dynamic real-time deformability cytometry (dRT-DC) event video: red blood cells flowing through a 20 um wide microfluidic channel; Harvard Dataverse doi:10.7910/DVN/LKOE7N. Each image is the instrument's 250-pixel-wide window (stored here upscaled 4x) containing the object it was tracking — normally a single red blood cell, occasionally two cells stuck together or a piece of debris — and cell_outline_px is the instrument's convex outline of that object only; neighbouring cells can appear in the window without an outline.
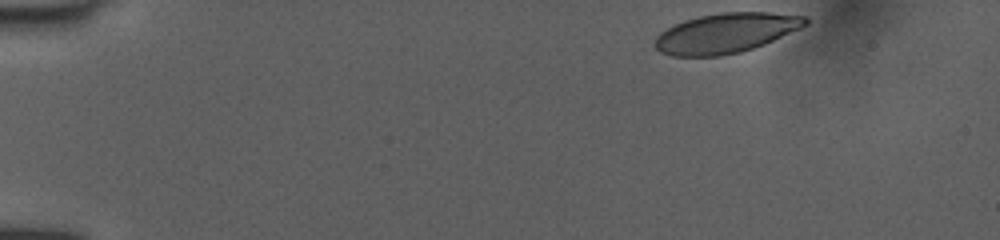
{"species": "human", "species_latin": "Homo sapiens", "temperature_condition": "room temperature", "stored_images_in_passage": 41, "camera_frame_rate_fps": 3000, "um_per_image_px": 0.085, "donor": {"sex": "female"}, "frame": {"image": 1, "passage_image": 1, "time_ms": 0.0, "image_size_px": [1000, 240], "cell_outline_px": [[808, 24], [800, 28], [764, 44], [740, 52], [720, 56], [672, 56], [660, 52], [656, 48], [656, 36], [660, 32], [684, 20], [700, 16], [720, 12], [768, 12], [804, 16], [808, 20]], "centroid_in_image_um": [61.69, 2.81], "position_along_channel_um": 23.3, "area_um2": 34.62}}
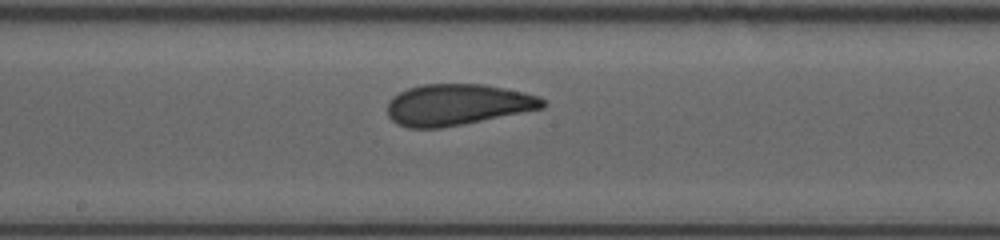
{"frame": {"image": 2, "passage_image": 23, "time_ms": 7.333, "image_size_px": [1000, 240], "cell_outline_px": [[548, 104], [544, 108], [464, 124], [440, 128], [408, 128], [396, 124], [388, 116], [388, 100], [392, 96], [408, 88], [424, 84], [484, 84], [524, 92], [540, 96]], "centroid_in_image_um": [38.88, 8.9], "position_along_channel_um": 209.3, "area_um2": 37.51}}
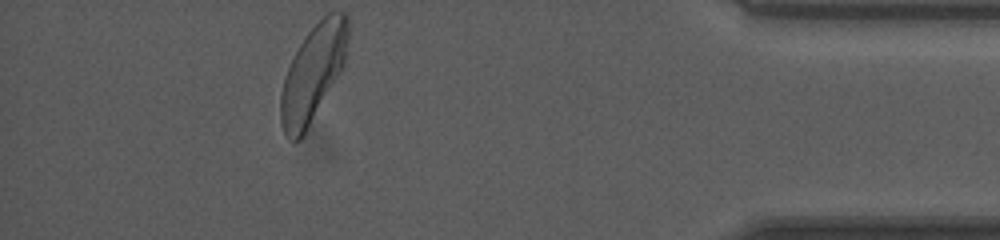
{"frame": {"image": 3, "passage_image": 41, "time_ms": 13.333, "image_size_px": [1000, 240], "cell_outline_px": [[348, 40], [344, 64], [340, 72], [300, 140], [292, 140], [284, 132], [280, 120], [280, 96], [284, 76], [300, 44], [308, 32], [328, 12], [344, 12], [348, 16]], "centroid_in_image_um": [26.61, 6.2], "position_along_channel_um": 408.6, "area_um2": 37.11}, "authors_computed_cell_mechanics": {"area_um2": 37.1654, "velocity_mm_per_s": 4.012, "shape_relaxation_time_tau1_ms": 6.0367, "shape_relaxation_time_tau2_ms": 1.0618, "deformation_change_tau1": 0.1841, "deformation_change_tau2": 0.0768}}